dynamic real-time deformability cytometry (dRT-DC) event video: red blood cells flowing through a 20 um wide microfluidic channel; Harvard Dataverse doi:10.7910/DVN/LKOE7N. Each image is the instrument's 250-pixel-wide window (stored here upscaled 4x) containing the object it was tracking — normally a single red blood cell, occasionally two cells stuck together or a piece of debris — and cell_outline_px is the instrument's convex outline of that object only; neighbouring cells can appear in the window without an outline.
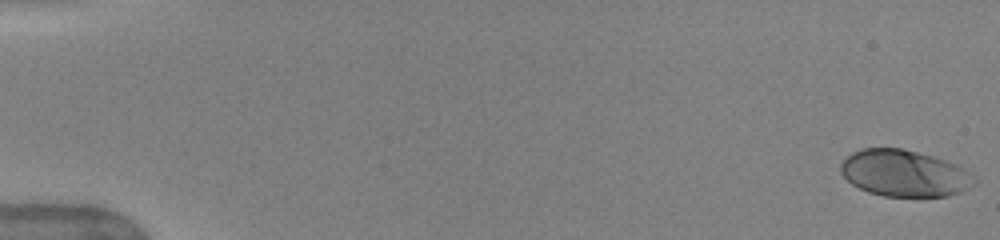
{"species": "human", "species_latin": "Homo sapiens", "temperature_condition": "warm", "stored_images_in_passage": 51, "camera_frame_rate_fps": 3000, "um_per_image_px": 0.085, "donor": {"sex": "female"}, "frame": {"image": 1, "passage_image": 1, "time_ms": 0.0, "image_size_px": [1000, 240], "cell_outline_px": [[976, 184], [960, 192], [948, 196], [884, 196], [868, 192], [852, 184], [840, 172], [840, 164], [852, 152], [860, 148], [900, 148], [932, 156], [956, 164], [964, 168], [976, 180]], "centroid_in_image_um": [76.86, 14.73], "position_along_channel_um": 8.1, "area_um2": 36.07}}
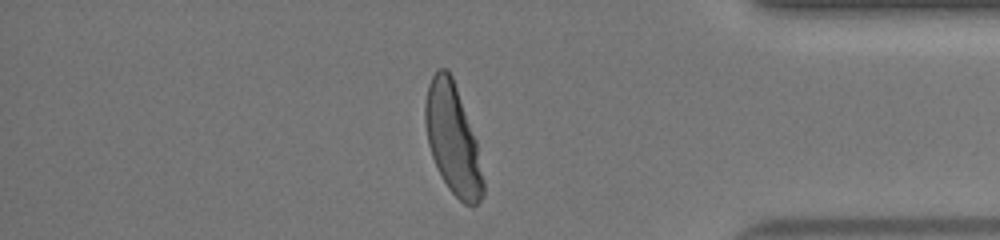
{"frame": {"image": 2, "passage_image": 44, "time_ms": 14.333, "image_size_px": [1000, 240], "cell_outline_px": [[484, 196], [472, 208], [464, 204], [448, 188], [432, 156], [428, 144], [424, 120], [424, 108], [428, 84], [432, 76], [440, 68], [448, 68], [452, 76], [476, 140], [484, 184]], "centroid_in_image_um": [38.48, 11.84], "position_along_channel_um": 396.7, "area_um2": 36.76}}
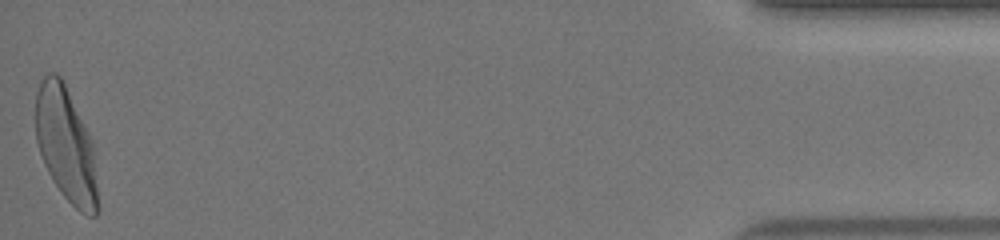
{"frame": {"image": 3, "passage_image": 51, "time_ms": 16.667, "image_size_px": [1000, 240], "cell_outline_px": [[100, 208], [96, 216], [88, 216], [80, 212], [64, 196], [52, 180], [44, 164], [36, 140], [36, 92], [40, 80], [48, 72], [56, 72], [60, 76], [92, 140]], "centroid_in_image_um": [5.61, 12.34], "position_along_channel_um": 429.6, "area_um2": 41.38}, "authors_computed_cell_mechanics": {"area_um2": 37.281, "velocity_mm_per_s": 4.0303, "shape_relaxation_time_tau1_ms": 3.4254, "shape_relaxation_time_tau2_ms": null, "deformation_change_tau1": 0.1967, "deformation_change_tau2": null}}